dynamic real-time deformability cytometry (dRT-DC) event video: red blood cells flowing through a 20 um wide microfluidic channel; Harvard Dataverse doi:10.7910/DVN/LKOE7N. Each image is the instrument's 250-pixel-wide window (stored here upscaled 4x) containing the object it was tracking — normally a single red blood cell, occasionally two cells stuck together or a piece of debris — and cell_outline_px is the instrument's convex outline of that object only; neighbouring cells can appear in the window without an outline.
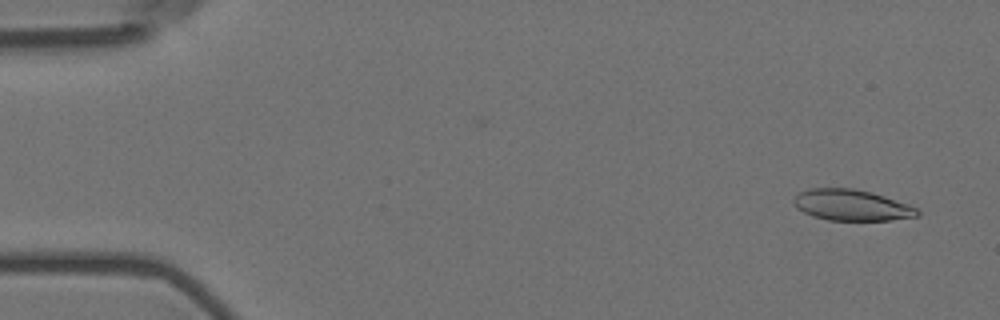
{"species": "Egyptian fruit bat (a non-hibernating species)", "species_latin": "Rousettus aegyptiacus", "temperature_condition": "room temperature", "stored_images_in_passage": 6, "camera_frame_rate_fps": 3000, "um_per_image_px": 0.085, "animal": {"sex": "female"}, "frame": {"image": 1, "passage_image": 1, "time_ms": 0.0, "image_size_px": [1000, 320], "cell_outline_px": [[920, 216], [892, 220], [828, 220], [812, 216], [796, 208], [792, 200], [800, 192], [808, 188], [852, 188], [872, 192], [908, 204], [916, 208], [920, 212]], "centroid_in_image_um": [72.38, 17.43], "position_along_channel_um": 12.6, "area_um2": 22.43}}
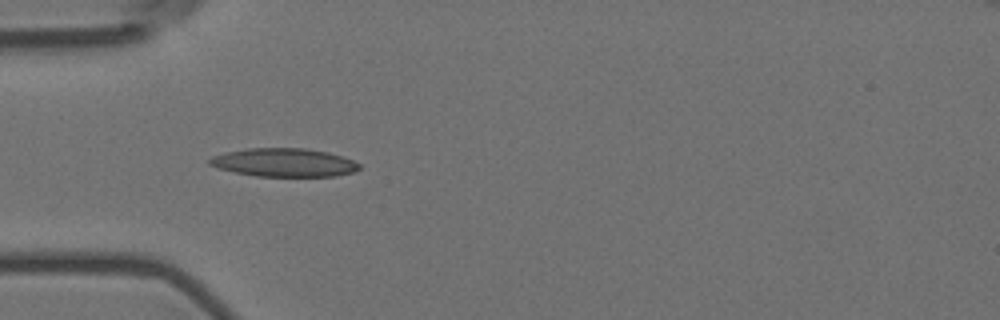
{"frame": {"image": 2, "passage_image": 5, "time_ms": 1.333, "image_size_px": [1000, 320], "cell_outline_px": [[360, 168], [352, 172], [336, 176], [256, 176], [236, 172], [220, 168], [208, 164], [208, 160], [212, 156], [228, 152], [248, 148], [304, 148], [328, 152], [344, 156], [360, 164]], "centroid_in_image_um": [24.17, 13.81], "position_along_channel_um": 60.8, "area_um2": 24.62}}
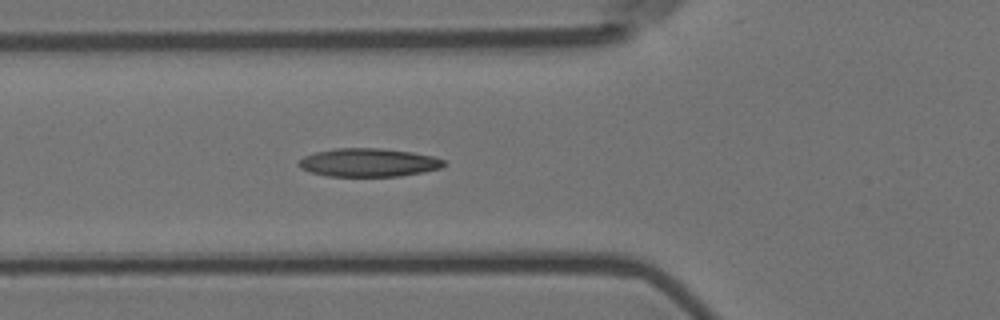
{"frame": {"image": 3, "passage_image": 6, "time_ms": 1.667, "image_size_px": [1000, 320], "cell_outline_px": [[448, 164], [440, 168], [424, 172], [400, 176], [328, 176], [308, 172], [300, 168], [296, 164], [304, 156], [316, 152], [336, 148], [380, 148], [412, 152], [432, 156], [444, 160]], "centroid_in_image_um": [31.32, 13.82], "position_along_channel_um": 94.5, "area_um2": 24.1}}